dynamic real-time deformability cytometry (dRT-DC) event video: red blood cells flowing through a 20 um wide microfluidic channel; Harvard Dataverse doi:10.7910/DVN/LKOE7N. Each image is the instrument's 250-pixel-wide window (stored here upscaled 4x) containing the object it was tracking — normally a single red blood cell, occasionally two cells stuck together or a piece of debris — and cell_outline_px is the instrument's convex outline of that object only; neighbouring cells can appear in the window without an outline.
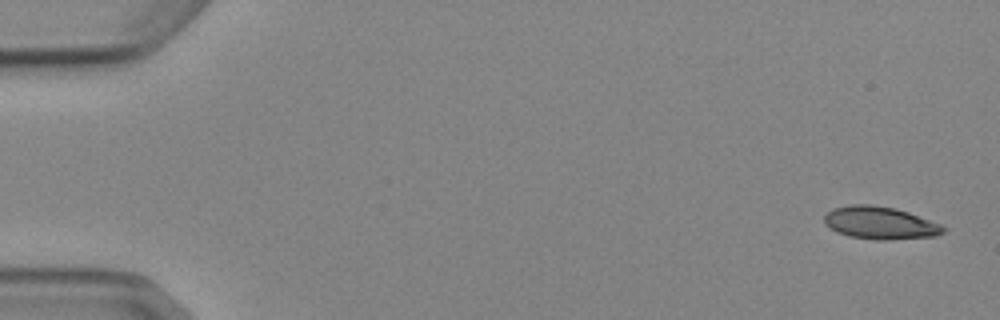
{"species": "Egyptian fruit bat (a non-hibernating species)", "species_latin": "Rousettus aegyptiacus", "temperature_condition": "cold", "stored_images_in_passage": 4, "camera_frame_rate_fps": 3000, "um_per_image_px": 0.085, "animal": {"sex": "female"}, "frame": {"image": 1, "passage_image": 1, "time_ms": 0.0, "image_size_px": [1000, 320], "cell_outline_px": [[948, 228], [944, 232], [936, 236], [888, 240], [876, 240], [848, 236], [836, 232], [824, 224], [824, 216], [832, 208], [852, 204], [872, 204], [896, 208], [908, 212], [940, 224]], "centroid_in_image_um": [74.79, 18.95], "position_along_channel_um": 10.2, "area_um2": 22.83}}
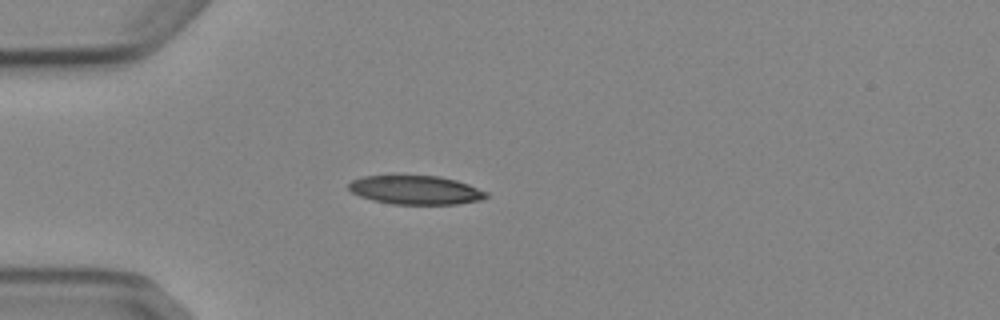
{"frame": {"image": 2, "passage_image": 4, "time_ms": 4.333, "image_size_px": [1000, 320], "cell_outline_px": [[488, 196], [480, 200], [456, 204], [392, 204], [372, 200], [360, 196], [352, 192], [348, 188], [348, 184], [352, 180], [364, 176], [392, 172], [440, 176], [456, 180], [468, 184], [488, 192]], "centroid_in_image_um": [35.27, 16.09], "position_along_channel_um": 49.7, "area_um2": 24.1}}